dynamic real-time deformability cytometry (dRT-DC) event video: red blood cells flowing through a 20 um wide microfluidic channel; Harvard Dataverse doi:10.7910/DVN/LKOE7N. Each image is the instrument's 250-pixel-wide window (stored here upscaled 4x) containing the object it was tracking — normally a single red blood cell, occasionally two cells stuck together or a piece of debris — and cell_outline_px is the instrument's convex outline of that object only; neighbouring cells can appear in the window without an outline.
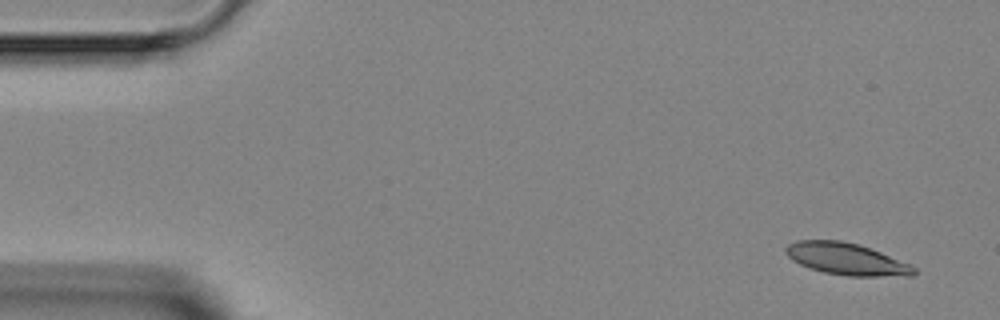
{"species": "Egyptian fruit bat (a non-hibernating species)", "species_latin": "Rousettus aegyptiacus", "temperature_condition": "room temperature", "stored_images_in_passage": 3, "camera_frame_rate_fps": 3000, "um_per_image_px": 0.085, "animal": {"sex": "female"}, "frame": {"image": 1, "passage_image": 1, "time_ms": 0.0, "image_size_px": [1000, 320], "cell_outline_px": [[916, 272], [912, 276], [848, 276], [824, 272], [800, 264], [792, 260], [784, 252], [784, 248], [788, 244], [796, 240], [840, 240], [860, 244], [912, 264], [916, 268]], "centroid_in_image_um": [71.97, 22.0], "position_along_channel_um": 13.0, "area_um2": 23.99}}
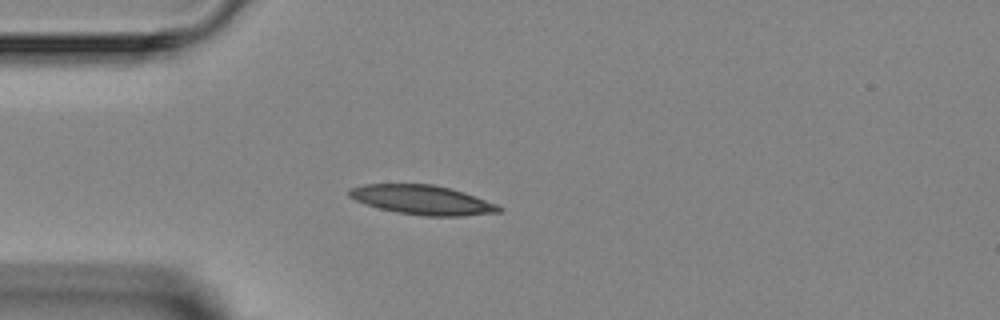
{"frame": {"image": 2, "passage_image": 3, "time_ms": 3.333, "image_size_px": [1000, 320], "cell_outline_px": [[504, 208], [500, 212], [464, 216], [424, 216], [396, 212], [380, 208], [356, 200], [348, 196], [348, 192], [352, 188], [364, 184], [432, 184], [464, 192], [496, 204]], "centroid_in_image_um": [35.92, 17.0], "position_along_channel_um": 49.1, "area_um2": 25.37}}